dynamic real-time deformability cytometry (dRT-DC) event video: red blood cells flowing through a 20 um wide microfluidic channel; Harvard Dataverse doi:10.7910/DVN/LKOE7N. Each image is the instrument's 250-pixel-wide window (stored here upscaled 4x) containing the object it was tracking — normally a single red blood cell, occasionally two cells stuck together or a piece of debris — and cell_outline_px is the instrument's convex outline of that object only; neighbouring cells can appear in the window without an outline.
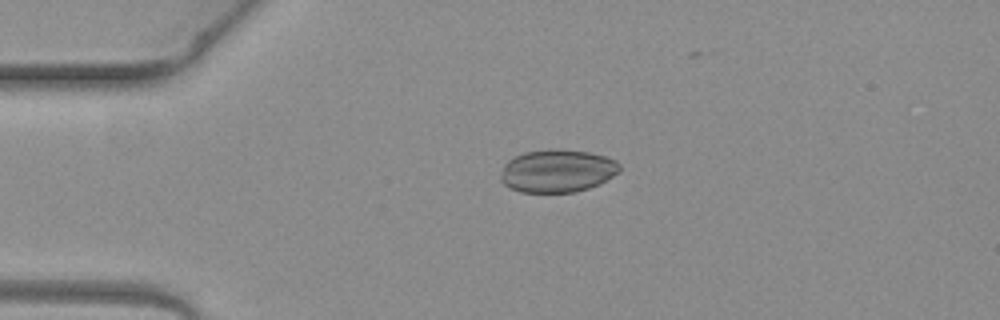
{"species": "common noctule bat (a hibernating species)", "species_latin": "Nyctalus noctula", "temperature_condition": "warm", "stored_images_in_passage": 3, "camera_frame_rate_fps": 3000, "um_per_image_px": 0.085, "animal": {"sex": "female", "body_mass_g": 19.3, "forearm_length_mm": 54.1}, "frame": {"image": 1, "passage_image": 1, "time_ms": 0.0, "image_size_px": [1000, 320], "cell_outline_px": [[620, 172], [588, 188], [576, 192], [520, 192], [508, 188], [500, 180], [500, 176], [504, 164], [508, 160], [524, 152], [556, 148], [588, 152], [604, 156], [616, 160], [620, 164]], "centroid_in_image_um": [47.34, 14.52], "position_along_channel_um": 37.7, "area_um2": 29.71}}